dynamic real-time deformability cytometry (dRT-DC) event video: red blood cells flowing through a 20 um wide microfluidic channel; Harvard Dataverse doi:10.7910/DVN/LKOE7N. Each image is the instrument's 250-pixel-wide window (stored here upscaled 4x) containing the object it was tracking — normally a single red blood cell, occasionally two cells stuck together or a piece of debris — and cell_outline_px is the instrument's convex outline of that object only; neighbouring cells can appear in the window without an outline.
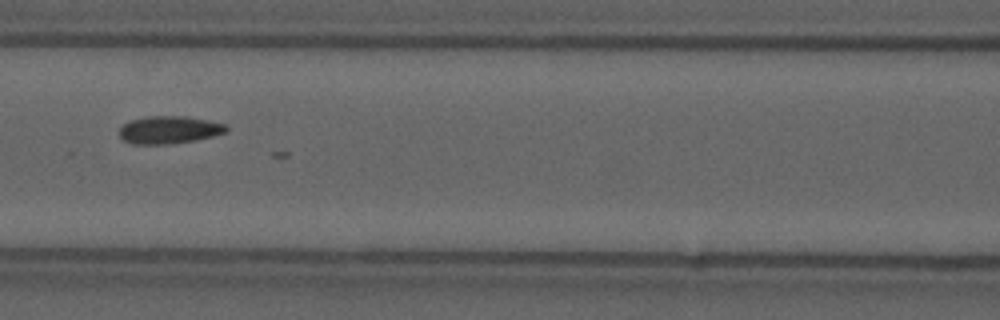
{"species": "common noctule bat (a hibernating species)", "species_latin": "Nyctalus noctula", "temperature_condition": "cold", "stored_images_in_passage": 7, "camera_frame_rate_fps": 3000, "um_per_image_px": 0.085, "animal": {"sex": "male", "forearm_length_mm": 52.5}, "frame": {"image": 1, "passage_image": 3, "time_ms": 0.667, "image_size_px": [1000, 320], "cell_outline_px": [[228, 132], [212, 136], [192, 140], [168, 144], [132, 144], [124, 140], [120, 136], [120, 128], [124, 124], [132, 120], [148, 116], [184, 116], [224, 124], [228, 128]], "centroid_in_image_um": [14.36, 11.04], "position_along_channel_um": 152.2, "area_um2": 16.88}}